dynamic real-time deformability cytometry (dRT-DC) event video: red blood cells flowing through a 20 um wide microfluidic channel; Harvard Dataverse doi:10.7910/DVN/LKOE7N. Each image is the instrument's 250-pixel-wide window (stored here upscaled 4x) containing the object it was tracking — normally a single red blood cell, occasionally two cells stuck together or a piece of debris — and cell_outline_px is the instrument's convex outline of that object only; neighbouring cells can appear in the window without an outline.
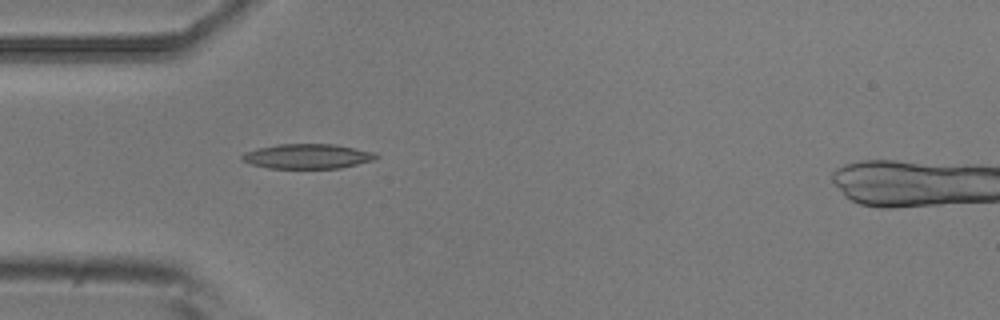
{"species": "common noctule bat (a hibernating species)", "species_latin": "Nyctalus noctula", "temperature_condition": "room temperature", "stored_images_in_passage": 5, "camera_frame_rate_fps": 3000, "um_per_image_px": 0.085, "animal": {"sex": "male", "body_mass_g": 20.5, "forearm_length_mm": 52.5}, "frame": {"image": 1, "passage_image": 4, "time_ms": 1.0, "image_size_px": [1000, 320], "cell_outline_px": [[380, 156], [376, 160], [340, 168], [268, 168], [252, 164], [240, 160], [240, 156], [244, 152], [256, 148], [276, 144], [336, 144], [376, 152]], "centroid_in_image_um": [26.15, 13.28], "position_along_channel_um": 58.8, "area_um2": 19.65}}